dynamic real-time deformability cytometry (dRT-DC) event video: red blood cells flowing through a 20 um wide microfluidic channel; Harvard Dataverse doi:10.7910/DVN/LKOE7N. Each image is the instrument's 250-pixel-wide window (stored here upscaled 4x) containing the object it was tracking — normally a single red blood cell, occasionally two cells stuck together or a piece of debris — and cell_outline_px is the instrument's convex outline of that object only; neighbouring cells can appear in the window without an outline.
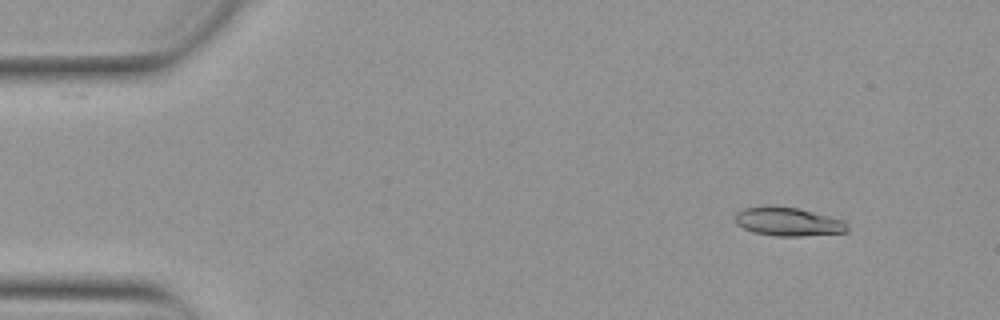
{"species": "Egyptian fruit bat (a non-hibernating species)", "species_latin": "Rousettus aegyptiacus", "temperature_condition": "warm", "stored_images_in_passage": 53, "camera_frame_rate_fps": 3000, "um_per_image_px": 0.085, "animal": {"sex": "female"}, "frame": {"image": 1, "passage_image": 6, "time_ms": 1.667, "image_size_px": [1000, 320], "cell_outline_px": [[848, 232], [804, 236], [776, 236], [752, 232], [736, 224], [736, 212], [744, 208], [764, 204], [772, 204], [796, 208], [844, 220], [848, 224]], "centroid_in_image_um": [66.96, 18.83], "position_along_channel_um": 18.0, "area_um2": 19.02}}
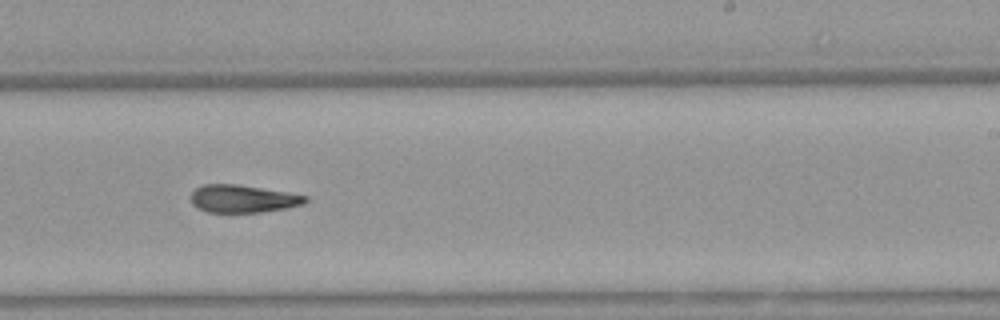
{"frame": {"image": 2, "passage_image": 33, "time_ms": 10.667, "image_size_px": [1000, 320], "cell_outline_px": [[308, 200], [304, 204], [288, 208], [260, 212], [208, 212], [196, 208], [192, 204], [192, 192], [196, 188], [204, 184], [236, 184], [308, 196]], "centroid_in_image_um": [20.64, 16.9], "position_along_channel_um": 268.4, "area_um2": 18.32}}
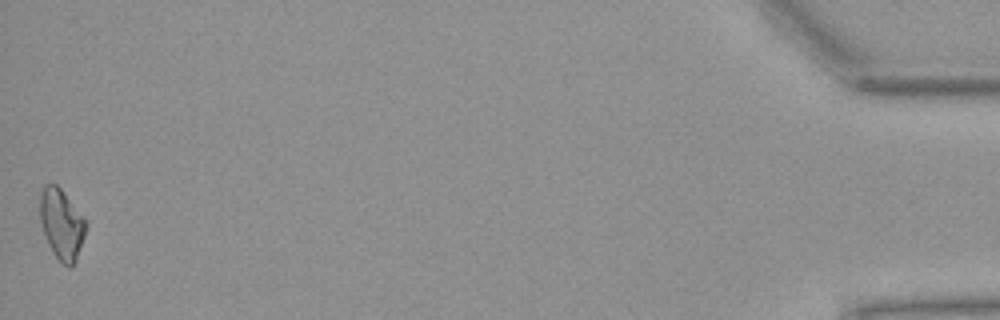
{"frame": {"image": 3, "passage_image": 53, "time_ms": 17.333, "image_size_px": [1000, 320], "cell_outline_px": [[88, 224], [76, 260], [72, 268], [68, 268], [60, 264], [52, 252], [48, 244], [40, 220], [40, 196], [44, 184], [56, 184], [60, 188], [88, 220]], "centroid_in_image_um": [5.26, 19.08], "position_along_channel_um": 429.9, "area_um2": 19.13}, "authors_computed_cell_mechanics": {"area_um2": 18.9006, "velocity_mm_per_s": 3.8822, "shape_relaxation_time_tau1_ms": null, "shape_relaxation_time_tau2_ms": 5.3063, "deformation_change_tau1": null, "deformation_change_tau2": 0.1514}}